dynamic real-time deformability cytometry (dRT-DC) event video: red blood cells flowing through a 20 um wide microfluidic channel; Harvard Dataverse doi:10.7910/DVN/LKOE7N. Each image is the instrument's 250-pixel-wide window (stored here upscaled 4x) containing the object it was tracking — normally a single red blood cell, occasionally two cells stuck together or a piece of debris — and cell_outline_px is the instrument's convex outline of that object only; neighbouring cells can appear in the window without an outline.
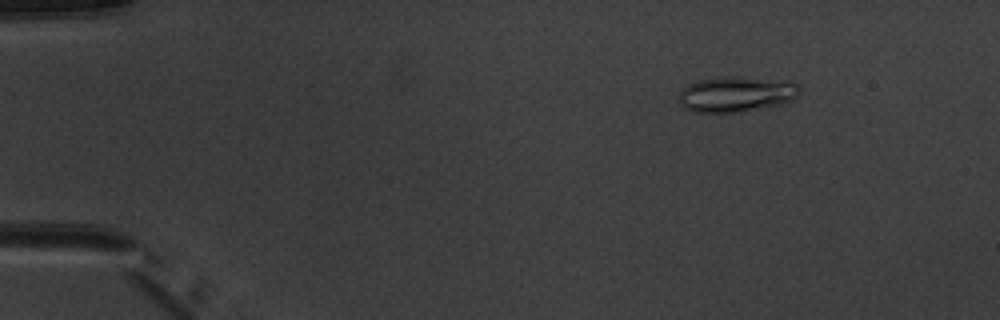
{"species": "common noctule bat (a hibernating species)", "species_latin": "Nyctalus noctula", "temperature_condition": "warm", "stored_images_in_passage": 7, "camera_frame_rate_fps": 3000, "um_per_image_px": 0.085, "animal": {"sex": "male", "body_mass_g": 20.1, "forearm_length_mm": 53.5}, "frame": {"image": 1, "passage_image": 3, "time_ms": 2.333, "image_size_px": [1000, 320], "cell_outline_px": [[800, 92], [792, 100], [780, 104], [740, 112], [692, 112], [684, 108], [680, 104], [680, 92], [688, 84], [700, 80], [724, 76], [728, 76], [792, 80], [800, 88]], "centroid_in_image_um": [62.6, 7.99], "position_along_channel_um": 22.4, "area_um2": 25.03}}
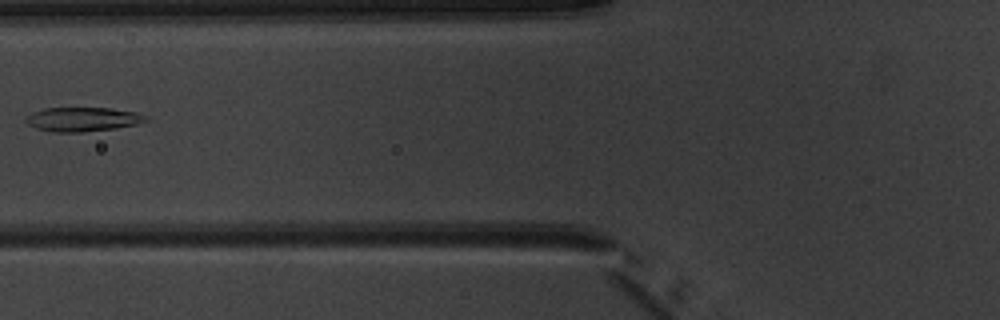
{"frame": {"image": 2, "passage_image": 7, "time_ms": 7.0, "image_size_px": [1000, 320], "cell_outline_px": [[152, 120], [136, 124], [116, 128], [80, 132], [52, 132], [36, 128], [28, 124], [24, 120], [32, 112], [44, 108], [112, 108], [136, 112], [148, 116]], "centroid_in_image_um": [7.07, 10.13], "position_along_channel_um": 118.7, "area_um2": 16.99}}